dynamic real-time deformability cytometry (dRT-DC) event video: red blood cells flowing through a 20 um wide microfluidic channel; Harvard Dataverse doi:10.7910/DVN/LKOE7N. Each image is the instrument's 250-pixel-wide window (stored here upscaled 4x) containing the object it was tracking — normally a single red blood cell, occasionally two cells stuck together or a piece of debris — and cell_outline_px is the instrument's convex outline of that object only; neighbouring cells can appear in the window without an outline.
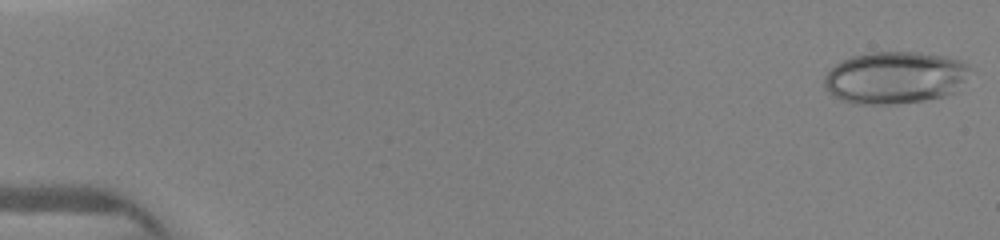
{"species": "human", "species_latin": "Homo sapiens", "temperature_condition": "warm", "stored_images_in_passage": 16, "camera_frame_rate_fps": 3000, "um_per_image_px": 0.085, "donor": {"sex": "female"}, "frame": {"image": 1, "passage_image": 1, "time_ms": 0.0, "image_size_px": [1000, 240], "cell_outline_px": [[968, 68], [964, 80], [956, 92], [944, 96], [924, 100], [892, 104], [852, 104], [840, 100], [832, 96], [824, 88], [824, 76], [836, 64], [852, 56], [868, 52], [916, 52], [944, 56], [960, 60], [968, 64]], "centroid_in_image_um": [76.02, 6.61], "position_along_channel_um": 9.0, "area_um2": 44.39}}
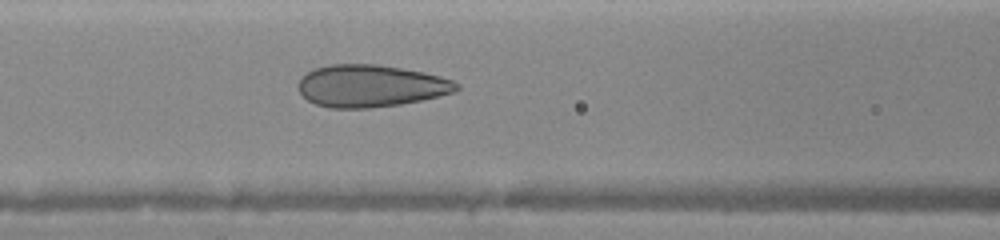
{"frame": {"image": 2, "passage_image": 11, "time_ms": 6.333, "image_size_px": [1000, 240], "cell_outline_px": [[460, 88], [452, 92], [420, 100], [400, 104], [368, 108], [328, 108], [316, 104], [308, 100], [300, 92], [300, 80], [308, 72], [316, 68], [328, 64], [376, 64], [424, 72], [440, 76], [452, 80], [460, 84]], "centroid_in_image_um": [31.51, 7.3], "position_along_channel_um": 135.1, "area_um2": 38.49}}
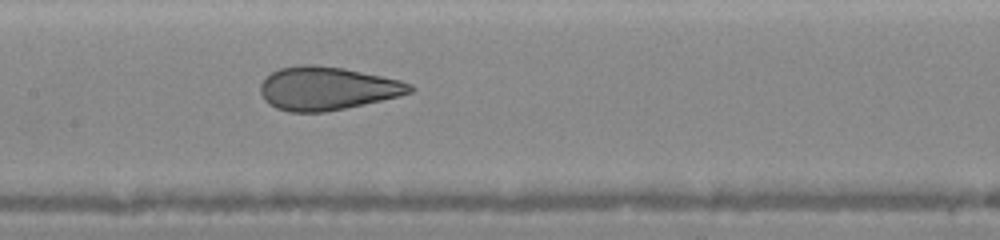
{"frame": {"image": 3, "passage_image": 14, "time_ms": 7.333, "image_size_px": [1000, 240], "cell_outline_px": [[416, 88], [412, 92], [380, 100], [344, 108], [324, 112], [288, 112], [276, 108], [268, 104], [264, 100], [260, 92], [260, 84], [272, 72], [280, 68], [304, 64], [312, 64], [344, 68], [400, 80], [412, 84]], "centroid_in_image_um": [27.78, 7.51], "position_along_channel_um": 179.6, "area_um2": 37.51}}